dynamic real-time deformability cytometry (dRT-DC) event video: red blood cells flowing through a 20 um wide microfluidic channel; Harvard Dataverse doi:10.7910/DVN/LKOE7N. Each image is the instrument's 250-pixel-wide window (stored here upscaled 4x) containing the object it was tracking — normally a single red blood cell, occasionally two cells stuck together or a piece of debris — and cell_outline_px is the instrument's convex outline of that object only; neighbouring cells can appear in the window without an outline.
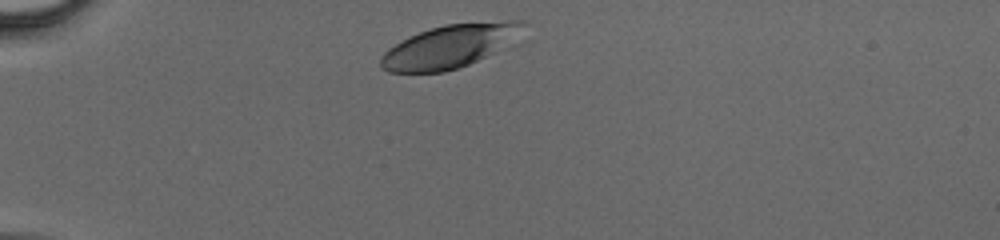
{"species": "human", "species_latin": "Homo sapiens", "temperature_condition": "cold", "stored_images_in_passage": 29, "camera_frame_rate_fps": 3000, "um_per_image_px": 0.085, "donor": {"sex": "male"}, "frame": {"image": 1, "passage_image": 1, "time_ms": 0.0, "image_size_px": [1000, 240], "cell_outline_px": [[528, 20], [520, 28], [492, 52], [468, 64], [444, 72], [388, 72], [380, 68], [380, 56], [388, 48], [420, 32], [444, 24], [512, 20]], "centroid_in_image_um": [38.06, 3.95], "position_along_channel_um": 46.9, "area_um2": 34.28}}
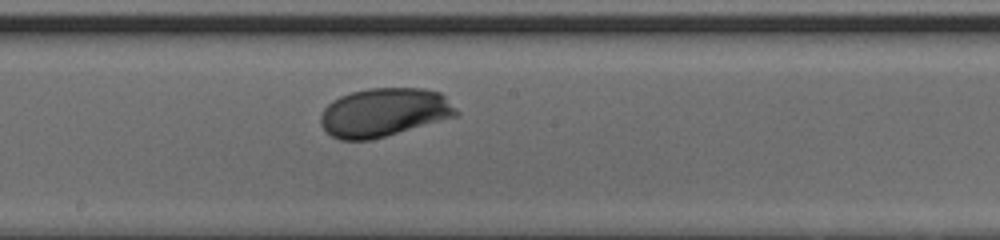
{"frame": {"image": 2, "passage_image": 15, "time_ms": 4.667, "image_size_px": [1000, 240], "cell_outline_px": [[460, 116], [372, 140], [340, 140], [332, 136], [320, 124], [320, 116], [324, 108], [332, 100], [340, 96], [352, 92], [368, 88], [424, 88], [440, 92], [460, 112]], "centroid_in_image_um": [32.67, 9.56], "position_along_channel_um": 215.5, "area_um2": 38.78}}
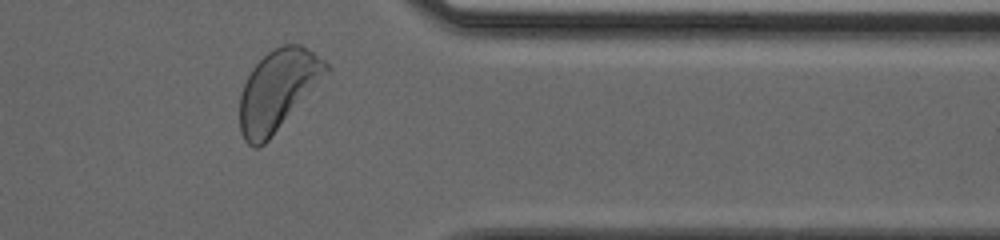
{"frame": {"image": 3, "passage_image": 27, "time_ms": 8.667, "image_size_px": [1000, 240], "cell_outline_px": [[332, 68], [268, 140], [264, 144], [256, 148], [252, 148], [244, 140], [240, 132], [240, 92], [252, 68], [268, 52], [284, 44], [300, 44], [308, 48], [324, 60]], "centroid_in_image_um": [23.6, 7.66], "position_along_channel_um": 387.8, "area_um2": 40.06}}